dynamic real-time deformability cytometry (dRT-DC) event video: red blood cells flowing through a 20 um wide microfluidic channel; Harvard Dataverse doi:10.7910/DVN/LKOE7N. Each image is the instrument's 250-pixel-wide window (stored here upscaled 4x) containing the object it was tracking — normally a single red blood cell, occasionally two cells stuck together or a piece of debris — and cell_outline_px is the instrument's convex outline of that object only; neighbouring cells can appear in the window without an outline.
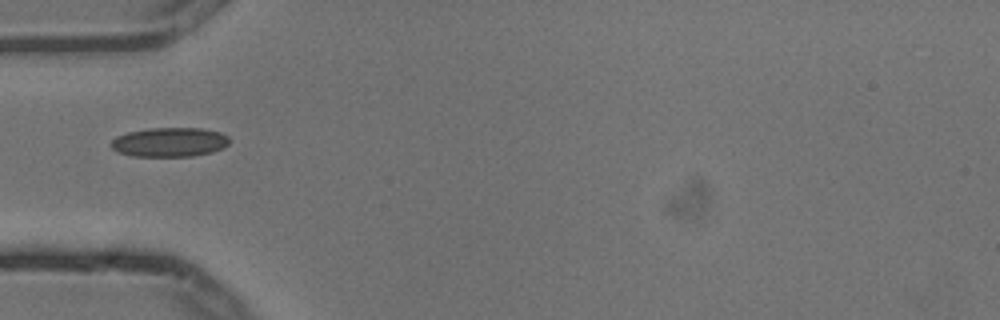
{"species": "common noctule bat (a hibernating species)", "species_latin": "Nyctalus noctula", "temperature_condition": "cold", "stored_images_in_passage": 3, "camera_frame_rate_fps": 3000, "um_per_image_px": 0.085, "animal": {"sex": "male", "body_mass_g": 13.3}, "frame": {"image": 1, "passage_image": 1, "time_ms": 0.0, "image_size_px": [1000, 320], "cell_outline_px": [[228, 144], [224, 148], [212, 152], [192, 156], [132, 156], [116, 152], [108, 144], [116, 136], [128, 132], [148, 128], [200, 128], [220, 132], [228, 136]], "centroid_in_image_um": [14.38, 12.08], "position_along_channel_um": 70.6, "area_um2": 20.35}}
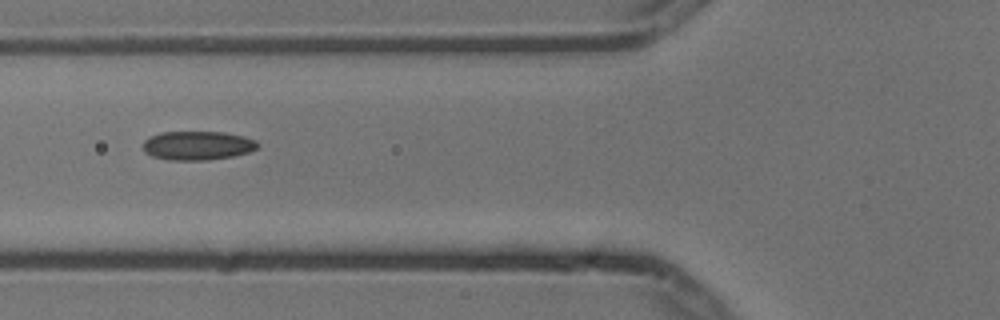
{"frame": {"image": 2, "passage_image": 2, "time_ms": 0.333, "image_size_px": [1000, 320], "cell_outline_px": [[260, 144], [256, 148], [248, 152], [232, 156], [208, 160], [168, 160], [152, 156], [144, 152], [144, 140], [148, 136], [160, 132], [224, 132], [244, 136], [256, 140]], "centroid_in_image_um": [16.77, 12.36], "position_along_channel_um": 109.0, "area_um2": 19.42}}
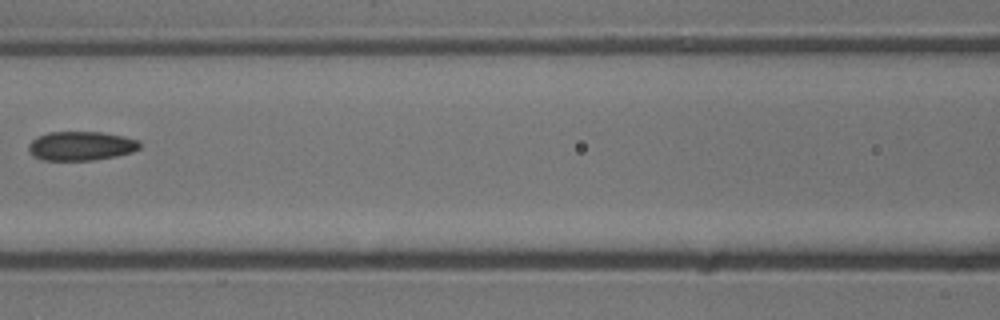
{"frame": {"image": 3, "passage_image": 3, "time_ms": 0.667, "image_size_px": [1000, 320], "cell_outline_px": [[140, 148], [132, 152], [116, 156], [92, 160], [44, 160], [32, 156], [28, 152], [28, 144], [32, 140], [48, 132], [100, 132], [124, 136], [140, 140]], "centroid_in_image_um": [6.88, 12.4], "position_along_channel_um": 159.7, "area_um2": 18.9}}